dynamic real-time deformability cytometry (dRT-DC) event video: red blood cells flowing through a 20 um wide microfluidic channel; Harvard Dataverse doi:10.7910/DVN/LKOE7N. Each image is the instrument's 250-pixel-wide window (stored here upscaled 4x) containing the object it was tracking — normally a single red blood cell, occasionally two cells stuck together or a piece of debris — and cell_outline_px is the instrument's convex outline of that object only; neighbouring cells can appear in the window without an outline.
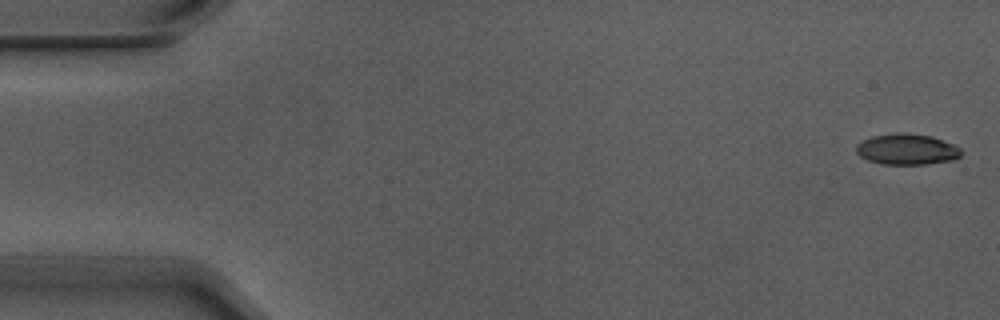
{"species": "Egyptian fruit bat (a non-hibernating species)", "species_latin": "Rousettus aegyptiacus", "temperature_condition": "warm", "stored_images_in_passage": 6, "camera_frame_rate_fps": 3000, "um_per_image_px": 0.085, "animal": {"sex": "male"}, "frame": {"image": 1, "passage_image": 1, "time_ms": 0.0, "image_size_px": [1000, 320], "cell_outline_px": [[960, 156], [956, 160], [924, 164], [884, 164], [868, 160], [860, 156], [856, 152], [856, 144], [872, 136], [896, 132], [904, 132], [932, 136], [952, 144], [960, 148]], "centroid_in_image_um": [77.08, 12.68], "position_along_channel_um": 7.9, "area_um2": 18.9}}
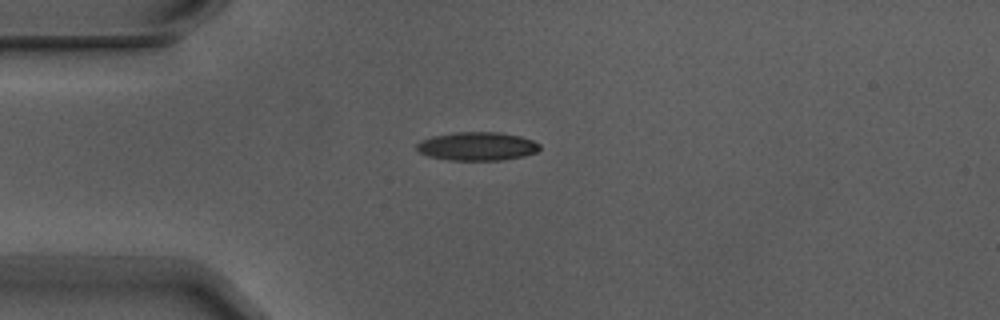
{"frame": {"image": 2, "passage_image": 4, "time_ms": 1.0, "image_size_px": [1000, 320], "cell_outline_px": [[540, 148], [536, 152], [524, 156], [504, 160], [448, 160], [428, 156], [420, 152], [416, 148], [416, 144], [420, 140], [432, 136], [456, 132], [496, 132], [520, 136], [532, 140], [540, 144]], "centroid_in_image_um": [40.55, 12.43], "position_along_channel_um": 44.5, "area_um2": 20.46}}
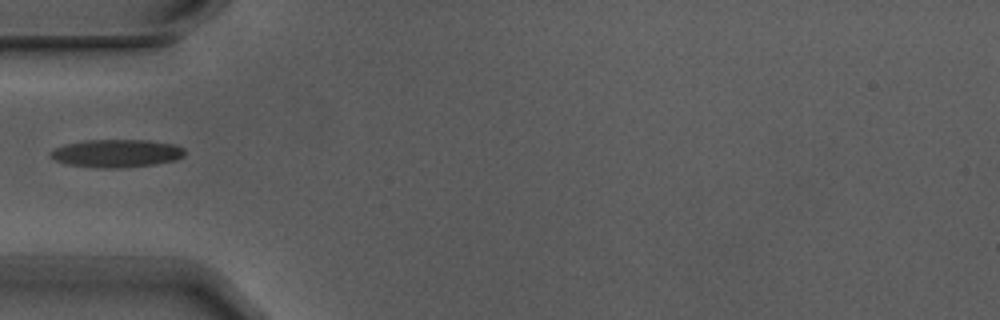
{"frame": {"image": 3, "passage_image": 5, "time_ms": 1.333, "image_size_px": [1000, 320], "cell_outline_px": [[184, 156], [176, 160], [156, 164], [116, 168], [100, 168], [68, 164], [56, 160], [52, 156], [52, 148], [64, 144], [88, 140], [148, 140], [172, 144], [184, 148]], "centroid_in_image_um": [9.93, 13.03], "position_along_channel_um": 75.1, "area_um2": 21.68}}